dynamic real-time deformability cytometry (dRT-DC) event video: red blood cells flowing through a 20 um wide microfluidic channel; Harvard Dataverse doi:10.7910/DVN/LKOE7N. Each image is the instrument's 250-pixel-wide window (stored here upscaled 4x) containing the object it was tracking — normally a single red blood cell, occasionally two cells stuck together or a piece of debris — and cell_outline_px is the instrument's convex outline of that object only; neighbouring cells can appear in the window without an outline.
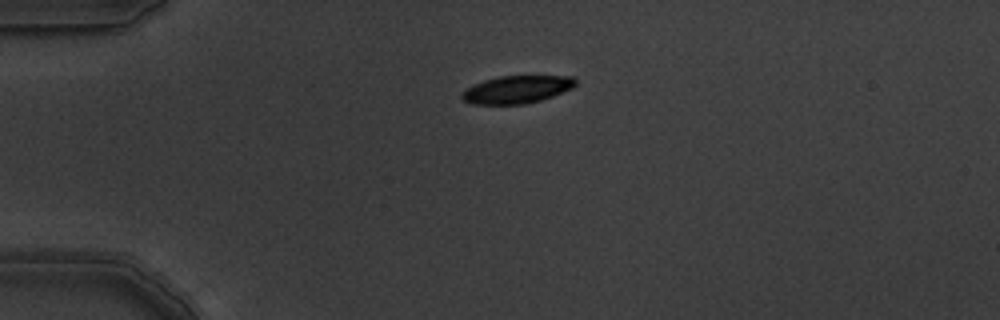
{"species": "common noctule bat (a hibernating species)", "species_latin": "Nyctalus noctula", "temperature_condition": "warm", "stored_images_in_passage": 2, "camera_frame_rate_fps": 3000, "um_per_image_px": 0.085, "animal": {"sex": "male", "body_mass_g": 19.5, "forearm_length_mm": 54.6}, "frame": {"image": 1, "passage_image": 1, "time_ms": 0.0, "image_size_px": [1000, 320], "cell_outline_px": [[576, 84], [572, 88], [552, 96], [540, 100], [524, 104], [472, 104], [464, 100], [460, 96], [460, 92], [464, 88], [472, 84], [484, 80], [500, 76], [572, 76], [576, 80]], "centroid_in_image_um": [43.87, 7.6], "position_along_channel_um": 41.1, "area_um2": 18.38}}